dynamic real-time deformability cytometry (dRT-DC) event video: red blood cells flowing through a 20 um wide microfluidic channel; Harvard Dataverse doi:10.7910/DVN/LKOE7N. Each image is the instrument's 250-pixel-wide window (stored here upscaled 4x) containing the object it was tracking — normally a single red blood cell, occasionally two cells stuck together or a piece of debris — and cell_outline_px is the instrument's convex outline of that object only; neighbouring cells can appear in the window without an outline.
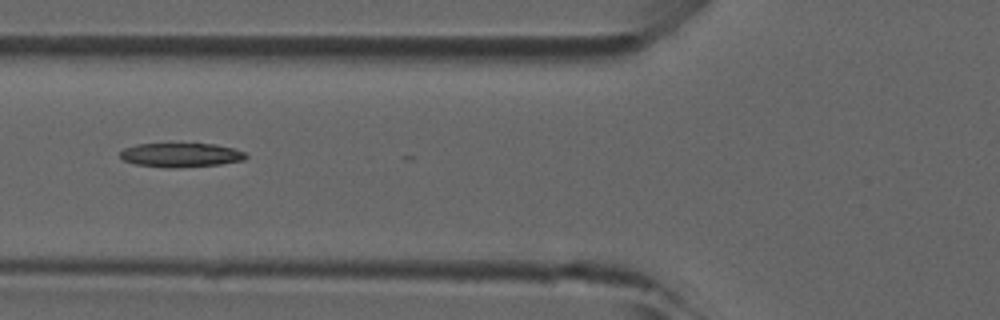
{"species": "common noctule bat (a hibernating species)", "species_latin": "Nyctalus noctula", "temperature_condition": "room temperature", "stored_images_in_passage": 20, "camera_frame_rate_fps": 3000, "um_per_image_px": 0.085, "animal": {"sex": "male", "forearm_length_mm": 52.5}, "frame": {"image": 1, "passage_image": 9, "time_ms": 2.667, "image_size_px": [1000, 320], "cell_outline_px": [[248, 156], [244, 160], [220, 164], [176, 168], [168, 168], [136, 164], [124, 160], [120, 156], [120, 152], [124, 148], [136, 144], [216, 144], [232, 148], [244, 152]], "centroid_in_image_um": [15.37, 13.18], "position_along_channel_um": 110.4, "area_um2": 17.57}}